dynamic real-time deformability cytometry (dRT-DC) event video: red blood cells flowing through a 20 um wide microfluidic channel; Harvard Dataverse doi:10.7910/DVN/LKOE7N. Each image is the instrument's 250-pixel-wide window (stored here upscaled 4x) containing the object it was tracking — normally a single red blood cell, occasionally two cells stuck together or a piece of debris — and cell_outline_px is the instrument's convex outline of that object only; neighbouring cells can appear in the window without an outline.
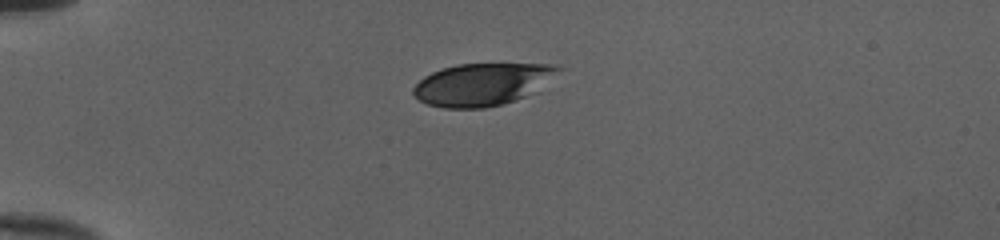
{"species": "human", "species_latin": "Homo sapiens", "temperature_condition": "cold", "stored_images_in_passage": 38, "camera_frame_rate_fps": 3000, "um_per_image_px": 0.085, "donor": {"sex": "female"}, "frame": {"image": 1, "passage_image": 1, "time_ms": 0.0, "image_size_px": [1000, 240], "cell_outline_px": [[564, 68], [540, 92], [516, 100], [484, 108], [444, 108], [428, 104], [420, 100], [412, 92], [412, 88], [424, 76], [432, 72], [456, 64], [552, 64]], "centroid_in_image_um": [41.08, 7.17], "position_along_channel_um": 43.9, "area_um2": 36.18}}
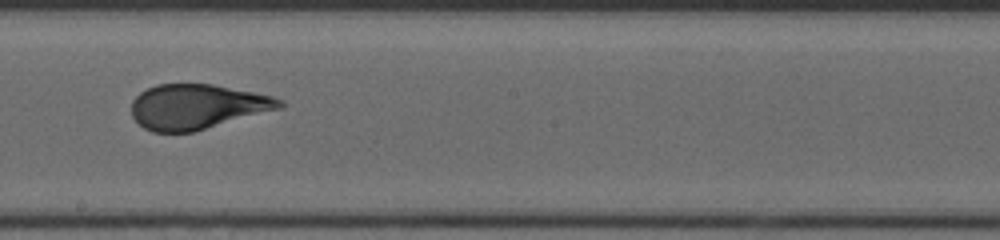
{"frame": {"image": 2, "passage_image": 18, "time_ms": 5.667, "image_size_px": [1000, 240], "cell_outline_px": [[284, 108], [192, 132], [152, 132], [144, 128], [132, 116], [132, 100], [140, 92], [156, 84], [212, 84], [272, 96], [284, 100]], "centroid_in_image_um": [16.77, 9.07], "position_along_channel_um": 231.4, "area_um2": 38.78}}
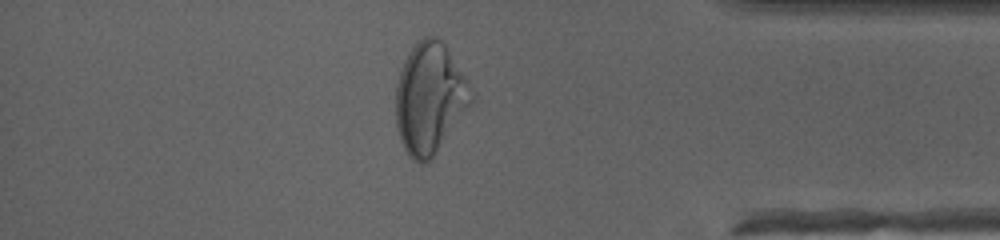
{"frame": {"image": 3, "passage_image": 32, "time_ms": 10.333, "image_size_px": [1000, 240], "cell_outline_px": [[476, 100], [432, 156], [428, 160], [420, 164], [412, 160], [408, 156], [400, 140], [396, 128], [396, 84], [404, 60], [408, 52], [424, 36], [436, 36], [444, 44], [464, 76], [476, 96]], "centroid_in_image_um": [36.53, 8.36], "position_along_channel_um": 398.7, "area_um2": 48.55}, "authors_computed_cell_mechanics": {"area_um2": 39.9398, "velocity_mm_per_s": 4.0151, "shape_relaxation_time_tau1_ms": 4.2113, "shape_relaxation_time_tau2_ms": null, "deformation_change_tau1": 0.1695, "deformation_change_tau2": null}}